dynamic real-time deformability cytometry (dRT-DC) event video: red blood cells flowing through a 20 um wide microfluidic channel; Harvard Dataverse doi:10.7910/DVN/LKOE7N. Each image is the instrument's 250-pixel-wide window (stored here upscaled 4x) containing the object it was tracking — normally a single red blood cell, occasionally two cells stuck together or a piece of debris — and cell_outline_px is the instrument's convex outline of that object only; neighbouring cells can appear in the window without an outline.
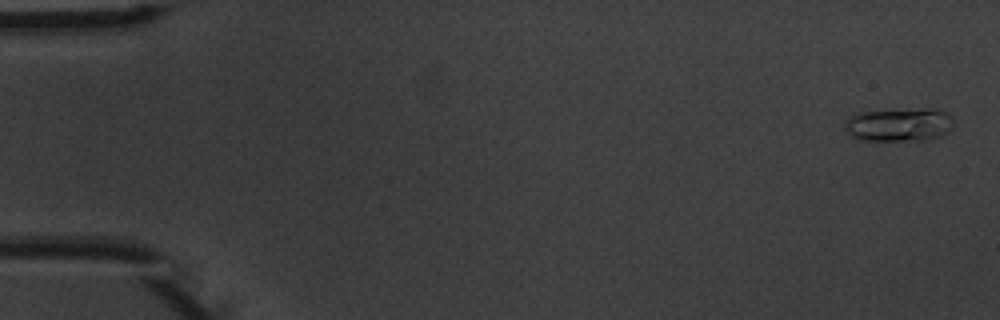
{"species": "common noctule bat (a hibernating species)", "species_latin": "Nyctalus noctula", "temperature_condition": "warm", "stored_images_in_passage": 5, "camera_frame_rate_fps": 3000, "um_per_image_px": 0.085, "animal": {"sex": "male", "body_mass_g": 20.1, "forearm_length_mm": 53.5}, "frame": {"image": 1, "passage_image": 1, "time_ms": 0.0, "image_size_px": [1000, 320], "cell_outline_px": [[952, 128], [948, 132], [940, 136], [920, 140], [860, 140], [852, 136], [844, 128], [844, 120], [860, 112], [924, 108], [936, 108], [944, 112], [952, 120]], "centroid_in_image_um": [76.4, 10.59], "position_along_channel_um": 8.6, "area_um2": 21.04}}